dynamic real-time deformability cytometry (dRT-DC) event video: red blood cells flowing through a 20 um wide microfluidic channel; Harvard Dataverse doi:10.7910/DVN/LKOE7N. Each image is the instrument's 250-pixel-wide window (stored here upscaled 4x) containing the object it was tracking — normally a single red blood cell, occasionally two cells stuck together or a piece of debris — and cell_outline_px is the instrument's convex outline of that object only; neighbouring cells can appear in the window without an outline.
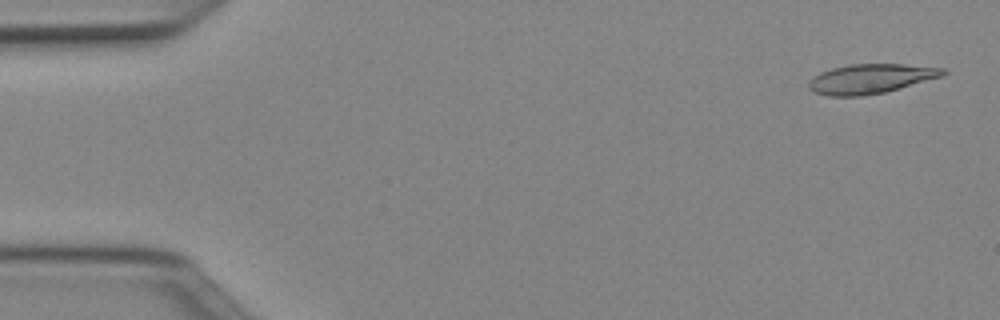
{"species": "Egyptian fruit bat (a non-hibernating species)", "species_latin": "Rousettus aegyptiacus", "temperature_condition": "cold", "stored_images_in_passage": 50, "camera_frame_rate_fps": 3000, "um_per_image_px": 0.085, "animal": {"sex": "female"}, "frame": {"image": 1, "passage_image": 2, "time_ms": 0.333, "image_size_px": [1000, 320], "cell_outline_px": [[948, 72], [944, 76], [884, 92], [864, 96], [828, 96], [816, 92], [808, 88], [808, 80], [812, 76], [820, 72], [832, 68], [848, 64], [904, 64], [948, 68]], "centroid_in_image_um": [74.02, 6.68], "position_along_channel_um": 11.0, "area_um2": 23.35}}
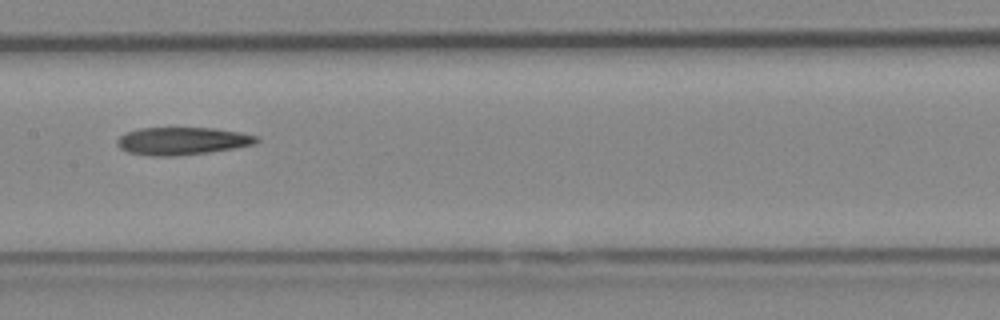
{"frame": {"image": 2, "passage_image": 25, "time_ms": 8.0, "image_size_px": [1000, 320], "cell_outline_px": [[260, 140], [256, 144], [236, 148], [208, 152], [176, 156], [148, 156], [128, 152], [120, 148], [116, 144], [116, 140], [124, 132], [140, 128], [216, 128], [240, 132], [256, 136]], "centroid_in_image_um": [15.47, 11.98], "position_along_channel_um": 191.9, "area_um2": 22.66}}
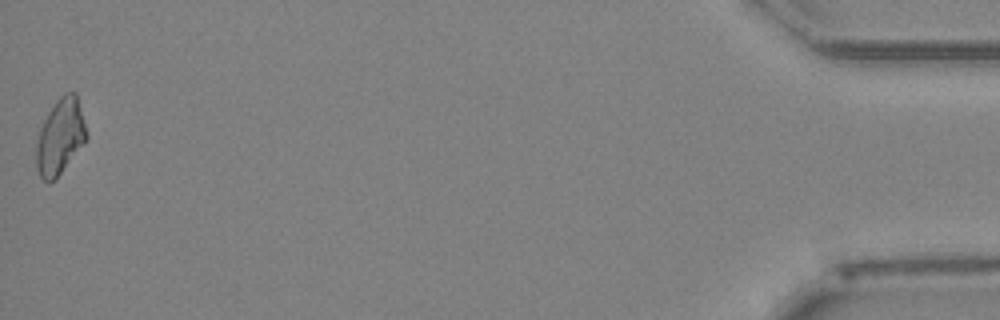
{"frame": {"image": 3, "passage_image": 50, "time_ms": 16.333, "image_size_px": [1000, 320], "cell_outline_px": [[88, 136], [84, 144], [56, 180], [48, 184], [40, 176], [36, 168], [36, 144], [40, 128], [48, 112], [56, 100], [64, 92], [76, 92]], "centroid_in_image_um": [5.11, 11.65], "position_along_channel_um": 430.1, "area_um2": 22.31}, "authors_computed_cell_mechanics": {"area_um2": 22.6865, "velocity_mm_per_s": 4.0081, "shape_relaxation_time_tau1_ms": null, "shape_relaxation_time_tau2_ms": 6.9694, "deformation_change_tau1": null, "deformation_change_tau2": 0.1861}}